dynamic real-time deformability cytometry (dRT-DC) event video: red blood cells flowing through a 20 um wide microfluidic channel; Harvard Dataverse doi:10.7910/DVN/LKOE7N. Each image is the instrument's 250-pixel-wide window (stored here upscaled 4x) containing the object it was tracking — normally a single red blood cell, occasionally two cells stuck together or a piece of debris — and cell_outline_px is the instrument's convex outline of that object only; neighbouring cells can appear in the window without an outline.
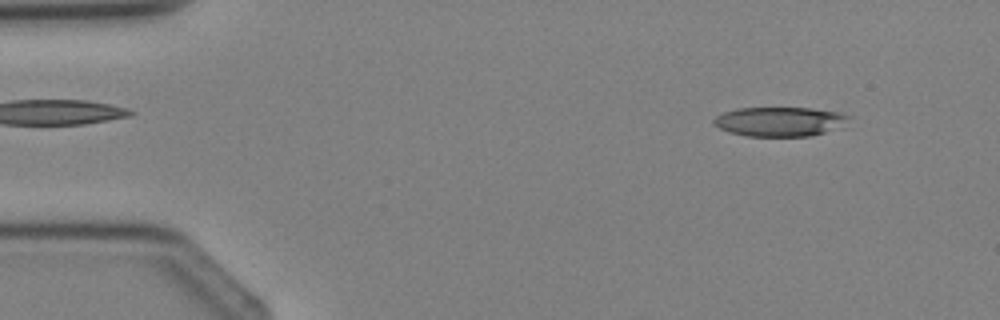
{"species": "Egyptian fruit bat (a non-hibernating species)", "species_latin": "Rousettus aegyptiacus", "temperature_condition": "cold", "stored_images_in_passage": 3, "camera_frame_rate_fps": 3000, "um_per_image_px": 0.085, "animal": {"sex": "female"}, "frame": {"image": 1, "passage_image": 1, "time_ms": 0.0, "image_size_px": [1000, 320], "cell_outline_px": [[852, 116], [824, 132], [812, 136], [748, 136], [728, 132], [712, 124], [712, 120], [716, 116], [724, 112], [736, 108], [812, 108], [836, 112]], "centroid_in_image_um": [66.14, 10.33], "position_along_channel_um": 18.9, "area_um2": 22.66}}